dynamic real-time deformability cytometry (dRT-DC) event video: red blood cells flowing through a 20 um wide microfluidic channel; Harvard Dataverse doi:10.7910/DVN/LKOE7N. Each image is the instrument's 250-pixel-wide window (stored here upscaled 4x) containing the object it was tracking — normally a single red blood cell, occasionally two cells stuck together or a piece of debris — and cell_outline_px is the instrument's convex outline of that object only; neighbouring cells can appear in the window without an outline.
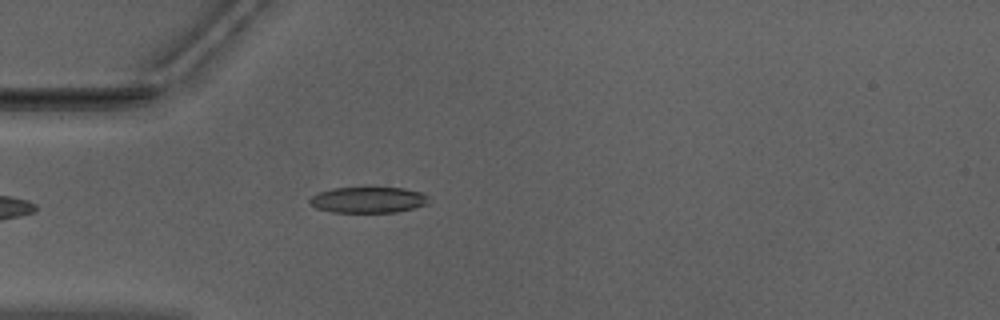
{"species": "Egyptian fruit bat (a non-hibernating species)", "species_latin": "Rousettus aegyptiacus", "temperature_condition": "warm", "stored_images_in_passage": 23, "camera_frame_rate_fps": 3000, "um_per_image_px": 0.085, "animal": {"sex": "male"}, "frame": {"image": 1, "passage_image": 1, "time_ms": 0.0, "image_size_px": [1000, 320], "cell_outline_px": [[428, 204], [396, 212], [332, 212], [316, 208], [308, 200], [312, 196], [320, 192], [332, 188], [404, 188], [420, 192], [428, 196]], "centroid_in_image_um": [31.3, 16.99], "position_along_channel_um": 53.7, "area_um2": 17.8}}
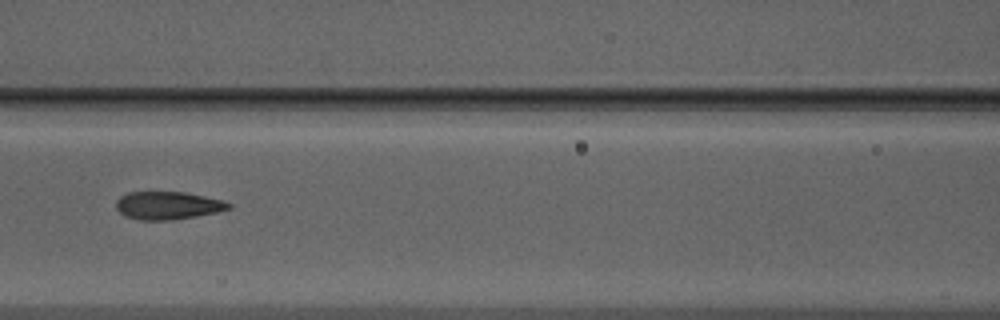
{"frame": {"image": 2, "passage_image": 9, "time_ms": 2.667, "image_size_px": [1000, 320], "cell_outline_px": [[232, 208], [216, 212], [196, 216], [172, 220], [140, 220], [124, 216], [116, 208], [116, 200], [120, 196], [128, 192], [184, 192], [224, 200], [232, 204]], "centroid_in_image_um": [14.26, 17.46], "position_along_channel_um": 152.3, "area_um2": 18.38}}
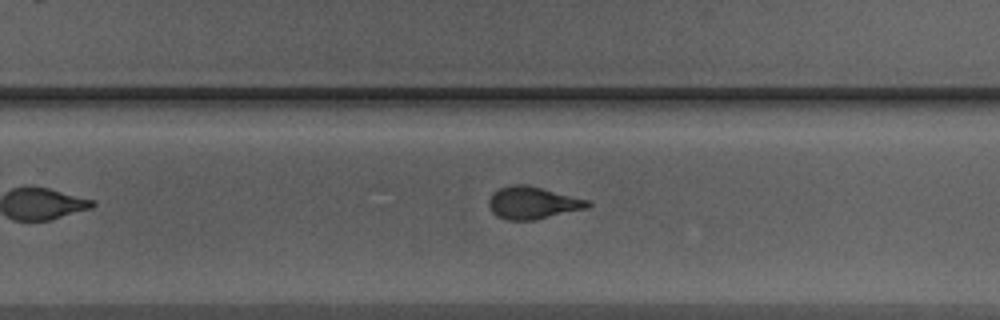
{"frame": {"image": 3, "passage_image": 19, "time_ms": 6.0, "image_size_px": [1000, 320], "cell_outline_px": [[592, 204], [588, 208], [532, 220], [508, 220], [492, 212], [488, 204], [488, 200], [492, 192], [500, 188], [512, 184], [524, 184], [588, 200]], "centroid_in_image_um": [45.25, 17.24], "position_along_channel_um": 284.5, "area_um2": 18.32}}